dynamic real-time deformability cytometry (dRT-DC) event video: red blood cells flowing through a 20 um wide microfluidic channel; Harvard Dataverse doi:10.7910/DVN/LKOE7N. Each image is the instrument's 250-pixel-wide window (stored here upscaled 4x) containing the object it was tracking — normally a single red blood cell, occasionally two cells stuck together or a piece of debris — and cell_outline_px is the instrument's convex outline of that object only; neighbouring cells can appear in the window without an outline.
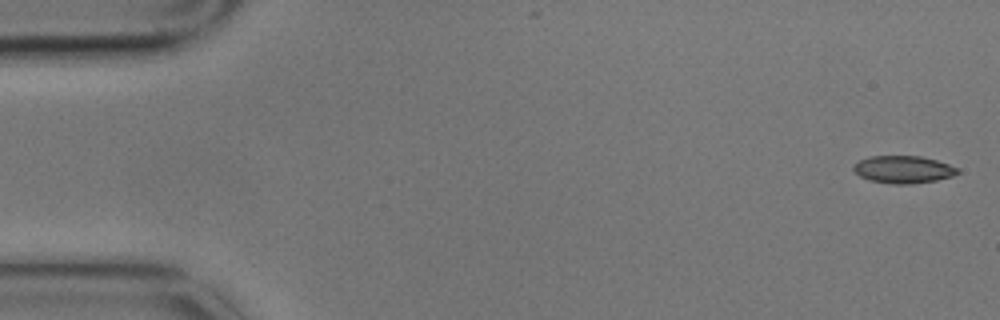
{"species": "common noctule bat (a hibernating species)", "species_latin": "Nyctalus noctula", "temperature_condition": "cold", "stored_images_in_passage": 6, "segment_of_instrument_passage": [1, 2], "camera_frame_rate_fps": 3000, "um_per_image_px": 0.085, "animal": {"sex": "male", "body_mass_g": 17.9}, "frame": {"image": 1, "passage_image": 1, "time_ms": 0.0, "image_size_px": [1000, 320], "cell_outline_px": [[960, 172], [952, 176], [936, 180], [912, 184], [892, 184], [868, 180], [860, 176], [852, 168], [852, 164], [860, 160], [872, 156], [920, 156], [936, 160], [948, 164], [956, 168]], "centroid_in_image_um": [76.75, 14.41], "position_along_channel_um": 8.3, "area_um2": 16.59}}
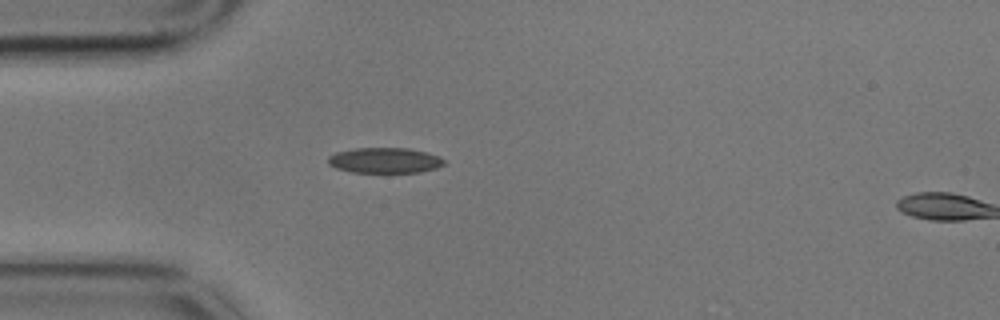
{"frame": {"image": 2, "passage_image": 5, "time_ms": 1.333, "image_size_px": [1000, 320], "cell_outline_px": [[444, 164], [436, 168], [420, 172], [352, 172], [336, 168], [328, 164], [328, 156], [336, 152], [356, 148], [408, 148], [440, 156], [444, 160]], "centroid_in_image_um": [32.69, 13.63], "position_along_channel_um": 52.3, "area_um2": 17.11}}